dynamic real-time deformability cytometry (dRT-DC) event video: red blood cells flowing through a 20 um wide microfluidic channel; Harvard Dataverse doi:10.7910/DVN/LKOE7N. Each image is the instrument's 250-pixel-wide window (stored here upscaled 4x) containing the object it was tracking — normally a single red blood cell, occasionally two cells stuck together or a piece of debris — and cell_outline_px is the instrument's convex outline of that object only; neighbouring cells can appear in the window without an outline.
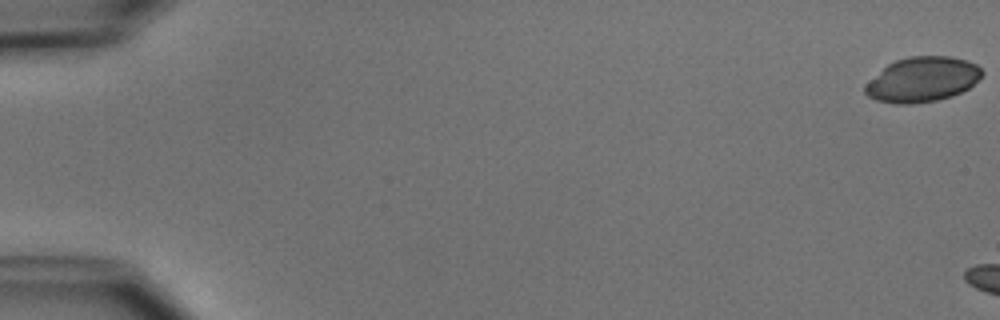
{"species": "common noctule bat (a hibernating species)", "species_latin": "Nyctalus noctula", "temperature_condition": "cold", "stored_images_in_passage": 10, "camera_frame_rate_fps": 3000, "um_per_image_px": 0.085, "animal": {"sex": "male", "body_mass_g": 15.6}, "frame": {"image": 1, "passage_image": 1, "time_ms": 0.0, "image_size_px": [1000, 320], "cell_outline_px": [[984, 72], [968, 88], [952, 96], [936, 100], [912, 104], [896, 104], [876, 100], [868, 96], [864, 92], [864, 84], [888, 64], [896, 60], [908, 56], [952, 56], [968, 60], [976, 64]], "centroid_in_image_um": [78.37, 6.75], "position_along_channel_um": 6.6, "area_um2": 30.58}}
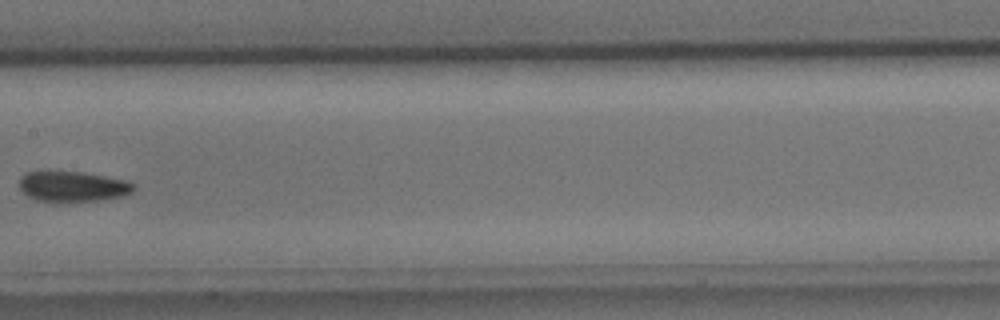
{"frame": {"image": 2, "passage_image": 9, "time_ms": 10.667, "image_size_px": [1000, 320], "cell_outline_px": [[136, 188], [132, 192], [124, 196], [100, 200], [60, 204], [52, 204], [36, 200], [28, 196], [20, 188], [20, 176], [28, 172], [80, 172], [104, 176], [124, 180], [136, 184]], "centroid_in_image_um": [6.19, 15.9], "position_along_channel_um": 201.2, "area_um2": 20.75}}
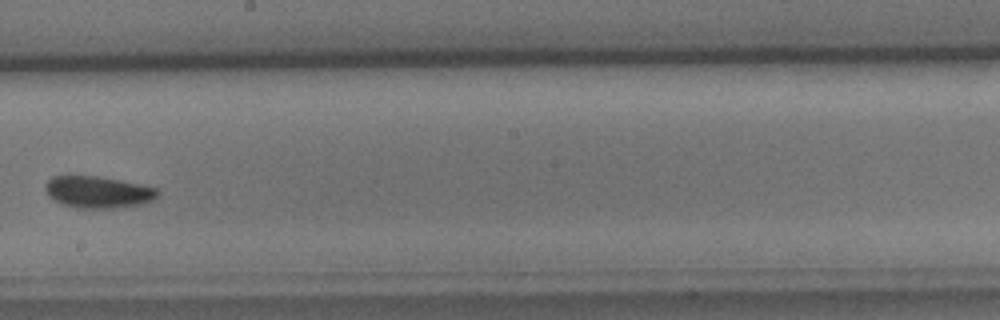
{"frame": {"image": 3, "passage_image": 10, "time_ms": 11.667, "image_size_px": [1000, 320], "cell_outline_px": [[160, 192], [156, 200], [144, 204], [116, 208], [76, 208], [64, 204], [56, 200], [44, 188], [44, 184], [52, 176], [100, 176], [120, 180], [156, 188]], "centroid_in_image_um": [8.39, 16.33], "position_along_channel_um": 239.8, "area_um2": 20.81}}